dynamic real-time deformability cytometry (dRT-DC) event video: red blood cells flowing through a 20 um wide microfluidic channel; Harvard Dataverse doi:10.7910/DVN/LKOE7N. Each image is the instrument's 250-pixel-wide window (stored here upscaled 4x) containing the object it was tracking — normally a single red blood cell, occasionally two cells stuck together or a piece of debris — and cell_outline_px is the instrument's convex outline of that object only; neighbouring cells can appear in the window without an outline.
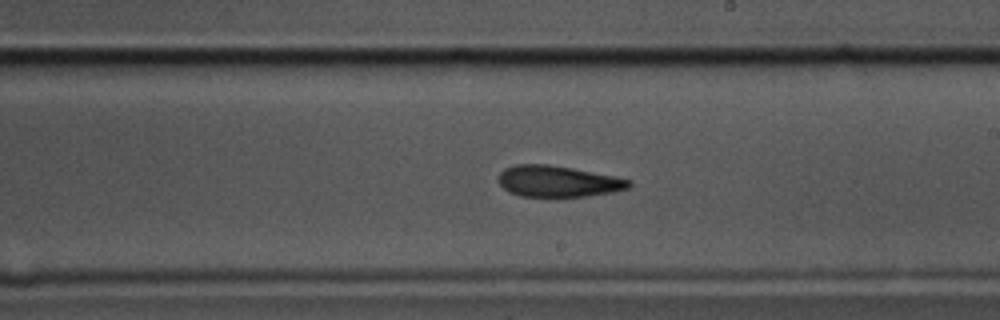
{"species": "common noctule bat (a hibernating species)", "species_latin": "Nyctalus noctula", "temperature_condition": "cold", "stored_images_in_passage": 47, "camera_frame_rate_fps": 3000, "um_per_image_px": 0.085, "animal": {"sex": "male", "body_mass_g": 17.5, "forearm_length_mm": 52.3}, "frame": {"image": 1, "passage_image": 26, "time_ms": 8.333, "image_size_px": [1000, 320], "cell_outline_px": [[632, 184], [628, 188], [612, 192], [588, 196], [520, 196], [508, 192], [496, 180], [500, 172], [504, 168], [516, 164], [548, 164], [572, 168], [616, 176], [632, 180]], "centroid_in_image_um": [47.41, 15.4], "position_along_channel_um": 241.6, "area_um2": 23.87}}
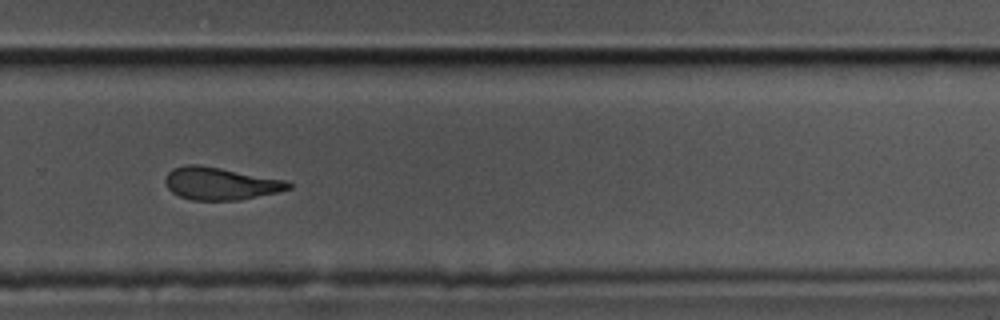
{"frame": {"image": 2, "passage_image": 32, "time_ms": 10.333, "image_size_px": [1000, 320], "cell_outline_px": [[292, 188], [276, 192], [240, 200], [192, 200], [180, 196], [172, 192], [168, 188], [164, 180], [164, 176], [172, 168], [184, 164], [196, 164], [220, 168], [288, 180], [292, 184]], "centroid_in_image_um": [18.72, 15.59], "position_along_channel_um": 311.1, "area_um2": 23.41}}
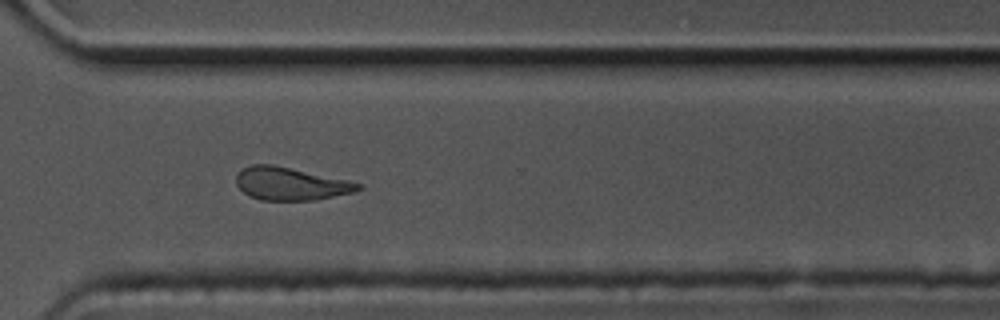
{"frame": {"image": 3, "passage_image": 35, "time_ms": 11.333, "image_size_px": [1000, 320], "cell_outline_px": [[364, 188], [352, 192], [316, 200], [260, 200], [244, 192], [236, 184], [236, 172], [252, 164], [272, 164], [348, 180], [364, 184]], "centroid_in_image_um": [24.71, 15.61], "position_along_channel_um": 345.9, "area_um2": 23.29}, "authors_computed_cell_mechanics": {"area_um2": 24.6806, "velocity_mm_per_s": 3.4758, "shape_relaxation_time_tau1_ms": 8.3905, "shape_relaxation_time_tau2_ms": 5.0311, "deformation_change_tau1": 0.1854, "deformation_change_tau2": 0.1433}}